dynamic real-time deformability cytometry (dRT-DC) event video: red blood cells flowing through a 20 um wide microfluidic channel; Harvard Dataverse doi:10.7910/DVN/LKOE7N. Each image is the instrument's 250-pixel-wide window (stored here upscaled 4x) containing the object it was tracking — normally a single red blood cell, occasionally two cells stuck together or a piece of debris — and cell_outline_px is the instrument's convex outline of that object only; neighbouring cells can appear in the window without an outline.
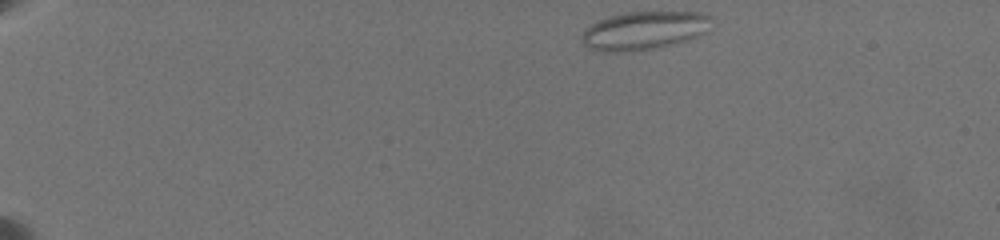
{"species": "common noctule bat (a hibernating species)", "species_latin": "Nyctalus noctula", "temperature_condition": "warm", "stored_images_in_passage": 41, "camera_frame_rate_fps": 3000, "um_per_image_px": 0.085, "animal": {"sex": "female", "body_mass_g": 19.5, "forearm_length_mm": 54.1}, "frame": {"image": 1, "passage_image": 1, "time_ms": 0.0, "image_size_px": [1000, 240], "cell_outline_px": [[708, 32], [688, 40], [652, 48], [628, 52], [604, 52], [592, 48], [584, 44], [580, 40], [580, 36], [592, 24], [600, 20], [624, 12], [700, 12], [708, 16]], "centroid_in_image_um": [54.73, 2.6], "position_along_channel_um": 30.3, "area_um2": 28.5}}
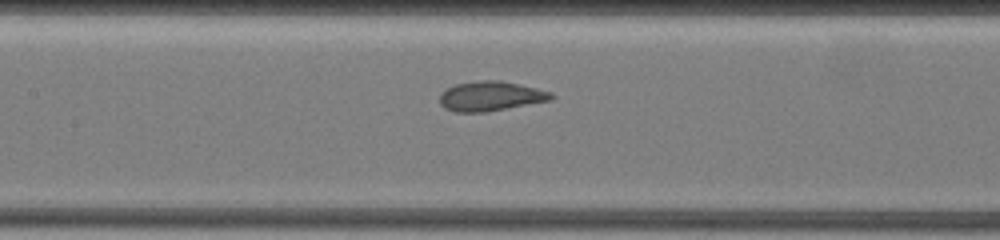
{"frame": {"image": 2, "passage_image": 18, "time_ms": 7.0, "image_size_px": [1000, 240], "cell_outline_px": [[556, 96], [552, 100], [484, 112], [456, 112], [444, 108], [440, 104], [440, 92], [456, 84], [480, 80], [500, 80], [520, 84], [552, 92]], "centroid_in_image_um": [41.71, 8.17], "position_along_channel_um": 165.7, "area_um2": 19.31}}
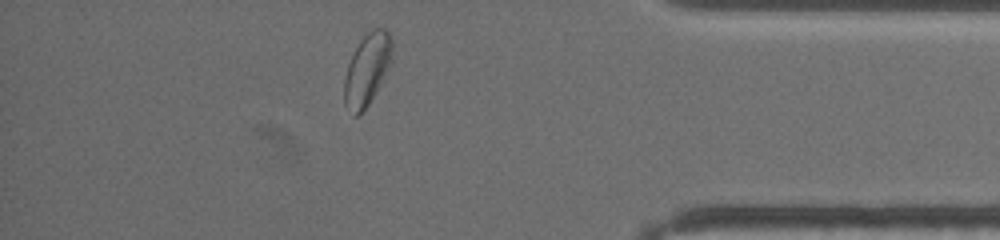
{"frame": {"image": 3, "passage_image": 36, "time_ms": 14.333, "image_size_px": [1000, 240], "cell_outline_px": [[392, 60], [376, 92], [368, 104], [356, 116], [352, 116], [344, 104], [344, 80], [348, 64], [360, 40], [372, 28], [384, 28], [388, 32], [392, 40]], "centroid_in_image_um": [31.2, 5.9], "position_along_channel_um": 404.0, "area_um2": 19.83}, "authors_computed_cell_mechanics": {"area_um2": 20.0566, "velocity_mm_per_s": 3.5519, "shape_relaxation_time_tau1_ms": 8.6731, "shape_relaxation_time_tau2_ms": 0.6888, "deformation_change_tau1": 0.1612, "deformation_change_tau2": 0.0485}}